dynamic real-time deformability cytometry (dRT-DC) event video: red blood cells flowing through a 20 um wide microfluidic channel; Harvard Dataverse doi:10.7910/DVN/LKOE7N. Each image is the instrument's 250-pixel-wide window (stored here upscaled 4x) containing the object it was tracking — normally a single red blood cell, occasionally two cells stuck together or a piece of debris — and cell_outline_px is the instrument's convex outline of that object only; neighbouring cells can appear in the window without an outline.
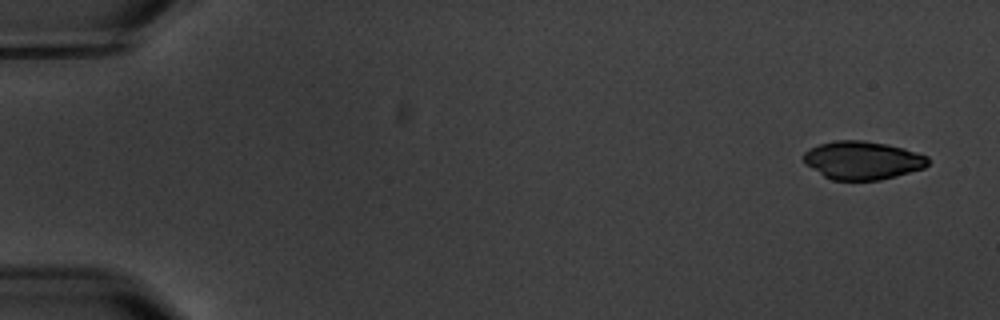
{"species": "common noctule bat (a hibernating species)", "species_latin": "Nyctalus noctula", "temperature_condition": "warm", "stored_images_in_passage": 6, "segment_of_instrument_passage": [1, 2], "camera_frame_rate_fps": 3000, "um_per_image_px": 0.085, "animal": {"sex": "male", "body_mass_g": 20.1, "forearm_length_mm": 53.5}, "frame": {"image": 1, "passage_image": 1, "time_ms": 0.0, "image_size_px": [1000, 320], "cell_outline_px": [[928, 164], [924, 168], [896, 176], [880, 180], [832, 180], [824, 176], [804, 164], [804, 152], [820, 144], [836, 140], [864, 140], [888, 144], [904, 148], [928, 156]], "centroid_in_image_um": [73.32, 13.62], "position_along_channel_um": 11.7, "area_um2": 27.74}}